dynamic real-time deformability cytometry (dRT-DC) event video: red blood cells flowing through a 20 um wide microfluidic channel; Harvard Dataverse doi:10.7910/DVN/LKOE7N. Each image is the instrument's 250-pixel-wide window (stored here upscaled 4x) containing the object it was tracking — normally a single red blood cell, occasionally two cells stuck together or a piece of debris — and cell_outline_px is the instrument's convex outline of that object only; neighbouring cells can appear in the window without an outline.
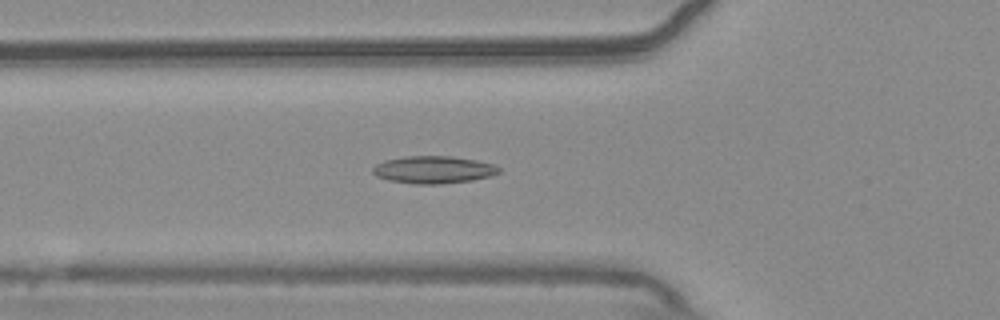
{"species": "common noctule bat (a hibernating species)", "species_latin": "Nyctalus noctula", "temperature_condition": "warm", "stored_images_in_passage": 39, "camera_frame_rate_fps": 3000, "um_per_image_px": 0.085, "animal": {"sex": "male", "body_mass_g": 20.4}, "frame": {"image": 1, "passage_image": 4, "time_ms": 1.0, "image_size_px": [1000, 320], "cell_outline_px": [[500, 172], [488, 176], [472, 180], [440, 184], [412, 184], [388, 180], [376, 176], [372, 172], [372, 168], [376, 164], [384, 160], [408, 156], [452, 156], [476, 160], [496, 164], [500, 168]], "centroid_in_image_um": [36.83, 14.42], "position_along_channel_um": 89.0, "area_um2": 20.23}}
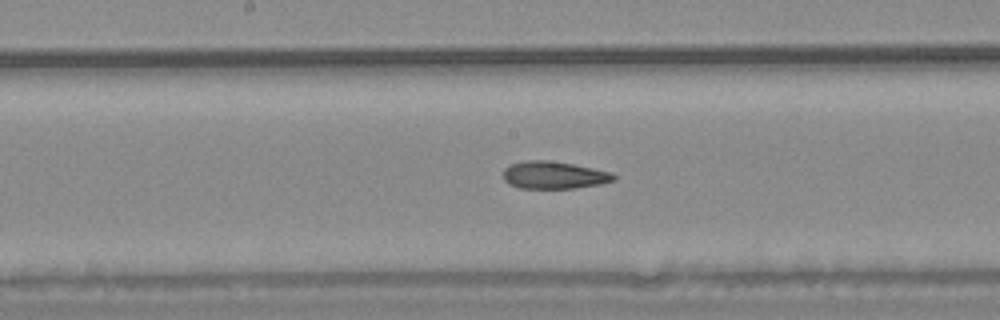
{"frame": {"image": 2, "passage_image": 13, "time_ms": 4.0, "image_size_px": [1000, 320], "cell_outline_px": [[616, 180], [600, 184], [576, 188], [520, 188], [508, 184], [504, 180], [504, 168], [512, 164], [524, 160], [548, 160], [572, 164], [612, 172], [616, 176]], "centroid_in_image_um": [47.09, 14.88], "position_along_channel_um": 201.1, "area_um2": 17.69}}
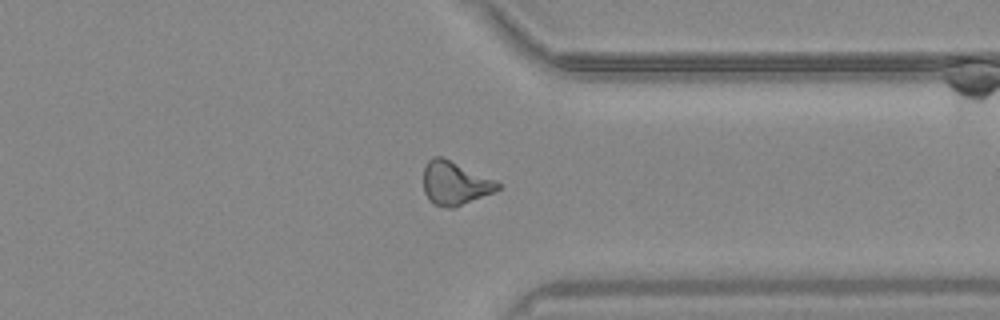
{"frame": {"image": 3, "passage_image": 27, "time_ms": 8.667, "image_size_px": [1000, 320], "cell_outline_px": [[500, 188], [496, 192], [456, 208], [448, 208], [432, 204], [424, 192], [424, 168], [428, 160], [432, 156], [440, 156], [496, 180], [500, 184]], "centroid_in_image_um": [38.68, 15.6], "position_along_channel_um": 372.7, "area_um2": 19.02}, "authors_computed_cell_mechanics": {"area_um2": 18.207, "velocity_mm_per_s": 3.7219, "shape_relaxation_time_tau1_ms": null, "shape_relaxation_time_tau2_ms": 3.7588, "deformation_change_tau1": null, "deformation_change_tau2": 0.1191}}